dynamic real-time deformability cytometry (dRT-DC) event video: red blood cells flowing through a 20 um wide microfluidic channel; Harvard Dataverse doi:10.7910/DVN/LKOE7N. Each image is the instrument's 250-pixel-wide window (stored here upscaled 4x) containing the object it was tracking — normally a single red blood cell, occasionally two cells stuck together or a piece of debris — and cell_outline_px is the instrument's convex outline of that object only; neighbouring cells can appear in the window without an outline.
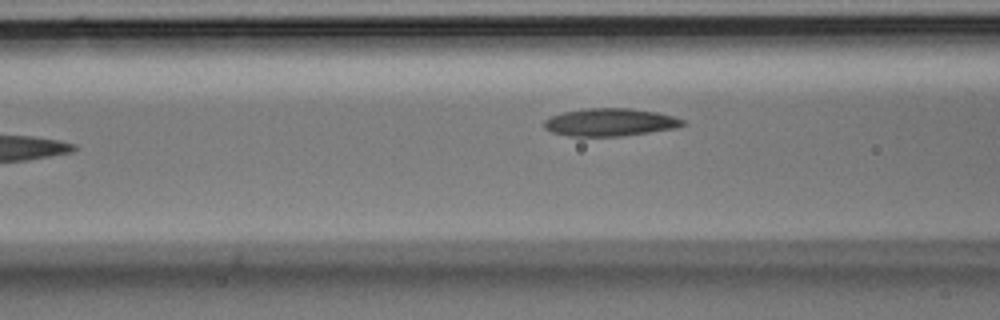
{"species": "Egyptian fruit bat (a non-hibernating species)", "species_latin": "Rousettus aegyptiacus", "temperature_condition": "room temperature", "stored_images_in_passage": 5, "camera_frame_rate_fps": 3000, "um_per_image_px": 0.085, "animal": {"sex": "male"}, "frame": {"image": 1, "passage_image": 4, "time_ms": 1.0, "image_size_px": [1000, 320], "cell_outline_px": [[688, 124], [676, 128], [624, 136], [568, 136], [552, 132], [544, 128], [544, 120], [552, 116], [564, 112], [588, 108], [628, 108], [656, 112], [672, 116], [684, 120]], "centroid_in_image_um": [51.87, 10.4], "position_along_channel_um": 114.7, "area_um2": 22.37}}
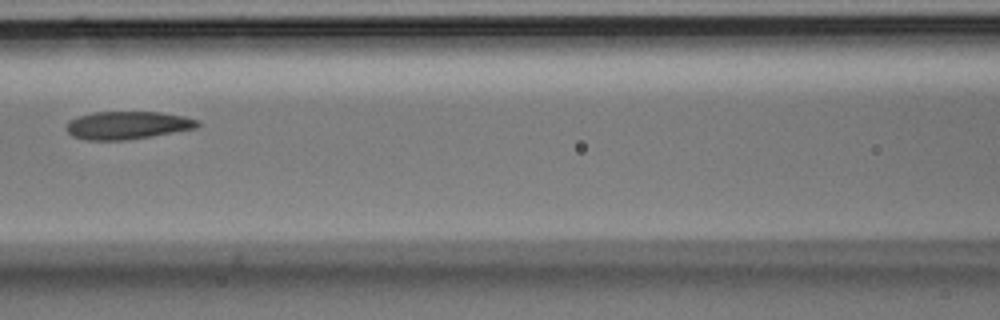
{"frame": {"image": 2, "passage_image": 5, "time_ms": 1.333, "image_size_px": [1000, 320], "cell_outline_px": [[200, 124], [196, 128], [152, 136], [128, 140], [84, 140], [72, 136], [64, 128], [68, 120], [92, 112], [160, 112], [184, 116], [200, 120]], "centroid_in_image_um": [10.81, 10.65], "position_along_channel_um": 155.8, "area_um2": 21.5}}